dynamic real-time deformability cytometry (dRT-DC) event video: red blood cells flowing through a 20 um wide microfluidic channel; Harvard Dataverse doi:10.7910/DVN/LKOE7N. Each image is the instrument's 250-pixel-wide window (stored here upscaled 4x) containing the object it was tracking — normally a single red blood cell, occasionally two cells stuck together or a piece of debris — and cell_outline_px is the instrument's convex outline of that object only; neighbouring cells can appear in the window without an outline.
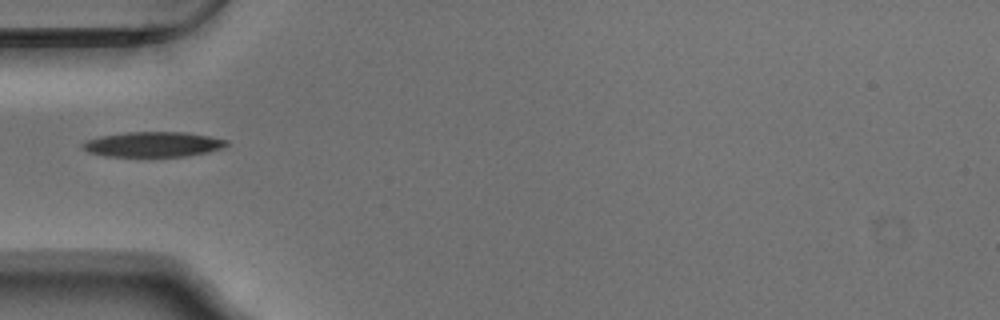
{"species": "Egyptian fruit bat (a non-hibernating species)", "species_latin": "Rousettus aegyptiacus", "temperature_condition": "warm", "stored_images_in_passage": 37, "camera_frame_rate_fps": 3000, "um_per_image_px": 0.085, "animal": {"sex": "male"}, "frame": {"image": 1, "passage_image": 1, "time_ms": 0.0, "image_size_px": [1000, 320], "cell_outline_px": [[228, 144], [224, 148], [208, 152], [184, 156], [104, 156], [88, 152], [80, 144], [88, 140], [100, 136], [128, 132], [184, 132], [208, 136], [228, 140]], "centroid_in_image_um": [13.03, 12.27], "position_along_channel_um": 72.0, "area_um2": 20.92}}
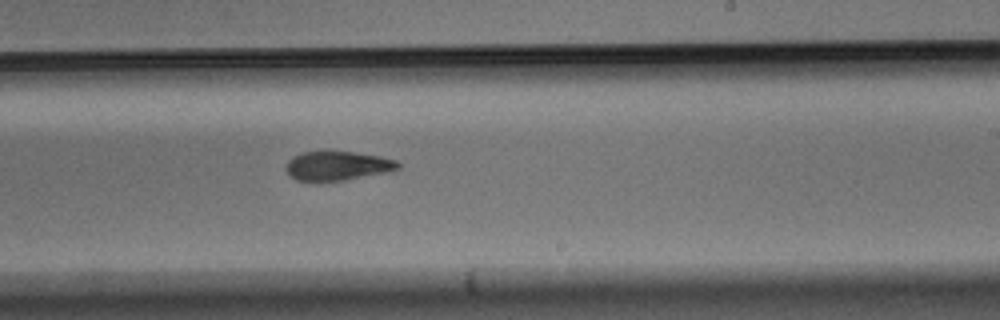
{"frame": {"image": 2, "passage_image": 16, "time_ms": 5.0, "image_size_px": [1000, 320], "cell_outline_px": [[400, 168], [388, 172], [344, 180], [296, 180], [284, 168], [288, 160], [292, 156], [300, 152], [324, 148], [328, 148], [380, 156], [396, 160], [400, 164]], "centroid_in_image_um": [28.66, 14.03], "position_along_channel_um": 260.3, "area_um2": 19.65}}
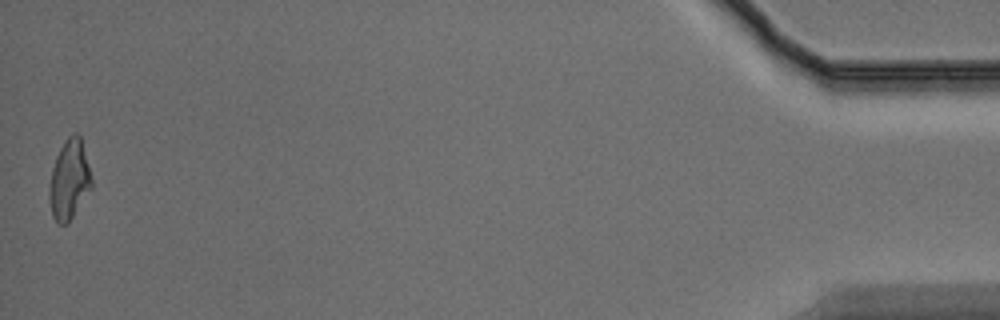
{"frame": {"image": 3, "passage_image": 37, "time_ms": 12.0, "image_size_px": [1000, 320], "cell_outline_px": [[92, 188], [68, 224], [56, 224], [52, 216], [48, 200], [48, 192], [52, 168], [56, 156], [64, 140], [72, 132], [76, 132], [80, 136], [92, 180]], "centroid_in_image_um": [5.86, 15.31], "position_along_channel_um": 429.3, "area_um2": 19.83}, "authors_computed_cell_mechanics": {"area_um2": 19.941, "velocity_mm_per_s": 3.7422, "shape_relaxation_time_tau1_ms": 7.1157, "shape_relaxation_time_tau2_ms": 3.8196, "deformation_change_tau1": 0.1817, "deformation_change_tau2": 0.1106}}